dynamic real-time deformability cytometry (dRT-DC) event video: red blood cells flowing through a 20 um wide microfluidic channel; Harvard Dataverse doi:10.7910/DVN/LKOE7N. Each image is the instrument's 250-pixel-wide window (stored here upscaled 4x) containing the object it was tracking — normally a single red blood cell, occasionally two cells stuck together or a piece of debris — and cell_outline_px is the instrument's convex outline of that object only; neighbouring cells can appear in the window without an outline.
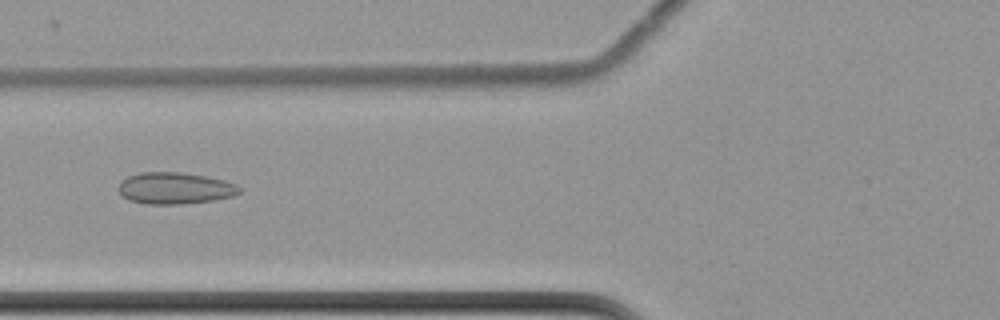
{"species": "common noctule bat (a hibernating species)", "species_latin": "Nyctalus noctula", "temperature_condition": "cold", "stored_images_in_passage": 61, "camera_frame_rate_fps": 3000, "um_per_image_px": 0.085, "animal": {"sex": "female", "body_mass_g": 22.7, "forearm_length_mm": 54.2}, "frame": {"image": 1, "passage_image": 26, "time_ms": 8.333, "image_size_px": [1000, 320], "cell_outline_px": [[240, 192], [232, 196], [212, 200], [180, 204], [144, 204], [128, 200], [120, 192], [120, 180], [128, 176], [140, 172], [180, 172], [208, 176], [224, 180], [236, 184], [240, 188]], "centroid_in_image_um": [14.86, 15.99], "position_along_channel_um": 110.9, "area_um2": 22.25}}
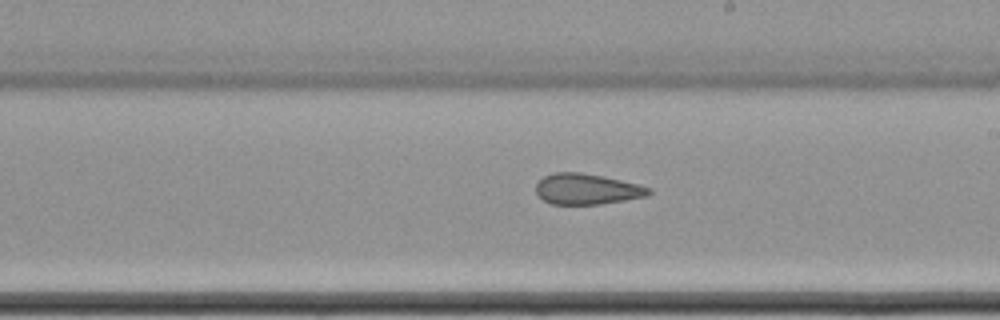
{"frame": {"image": 2, "passage_image": 37, "time_ms": 12.0, "image_size_px": [1000, 320], "cell_outline_px": [[652, 192], [648, 196], [600, 204], [552, 204], [544, 200], [536, 192], [536, 184], [544, 176], [552, 172], [580, 172], [604, 176], [652, 188]], "centroid_in_image_um": [49.89, 16.06], "position_along_channel_um": 239.1, "area_um2": 20.17}}
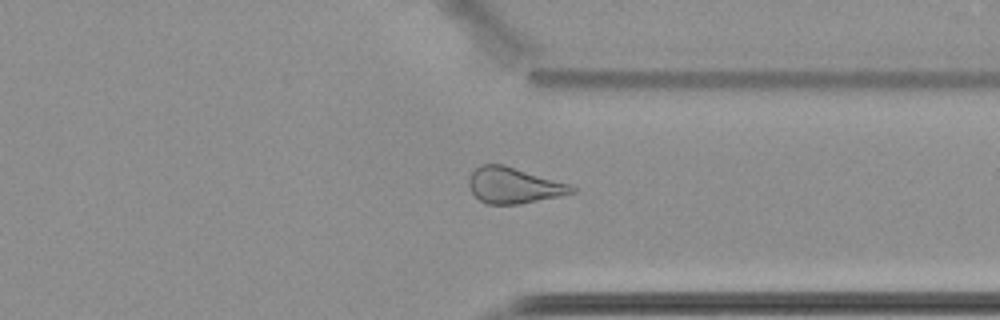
{"frame": {"image": 3, "passage_image": 48, "time_ms": 15.667, "image_size_px": [1000, 320], "cell_outline_px": [[576, 192], [560, 196], [520, 204], [488, 204], [480, 200], [472, 192], [468, 184], [468, 180], [472, 172], [480, 164], [504, 164], [572, 184], [576, 188]], "centroid_in_image_um": [43.7, 15.75], "position_along_channel_um": 367.7, "area_um2": 21.73}, "authors_computed_cell_mechanics": {"area_um2": 23.698, "velocity_mm_per_s": 3.4957, "shape_relaxation_time_tau1_ms": null, "shape_relaxation_time_tau2_ms": 2.4961, "deformation_change_tau1": null, "deformation_change_tau2": 0.0998}}